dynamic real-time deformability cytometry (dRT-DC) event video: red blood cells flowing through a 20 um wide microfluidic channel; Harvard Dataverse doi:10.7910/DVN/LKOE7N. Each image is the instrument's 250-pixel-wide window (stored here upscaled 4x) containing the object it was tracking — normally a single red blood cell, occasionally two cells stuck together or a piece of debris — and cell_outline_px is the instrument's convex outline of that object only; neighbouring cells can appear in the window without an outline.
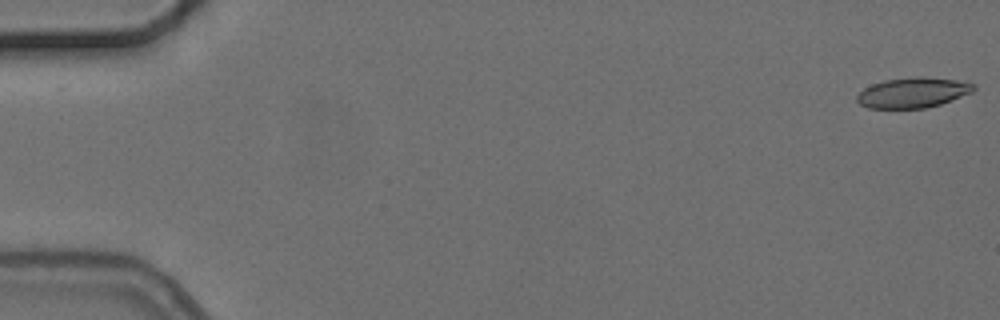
{"species": "common noctule bat (a hibernating species)", "species_latin": "Nyctalus noctula", "temperature_condition": "cold", "stored_images_in_passage": 4, "camera_frame_rate_fps": 3000, "um_per_image_px": 0.085, "animal": {"sex": "female", "body_mass_g": 24.6, "forearm_length_mm": 56.2}, "frame": {"image": 1, "passage_image": 1, "time_ms": 0.0, "image_size_px": [1000, 320], "cell_outline_px": [[976, 88], [972, 92], [940, 104], [924, 108], [868, 108], [860, 104], [856, 100], [856, 96], [864, 88], [872, 84], [884, 80], [920, 76], [924, 76], [956, 80], [976, 84]], "centroid_in_image_um": [77.59, 7.87], "position_along_channel_um": 7.4, "area_um2": 20.52}}